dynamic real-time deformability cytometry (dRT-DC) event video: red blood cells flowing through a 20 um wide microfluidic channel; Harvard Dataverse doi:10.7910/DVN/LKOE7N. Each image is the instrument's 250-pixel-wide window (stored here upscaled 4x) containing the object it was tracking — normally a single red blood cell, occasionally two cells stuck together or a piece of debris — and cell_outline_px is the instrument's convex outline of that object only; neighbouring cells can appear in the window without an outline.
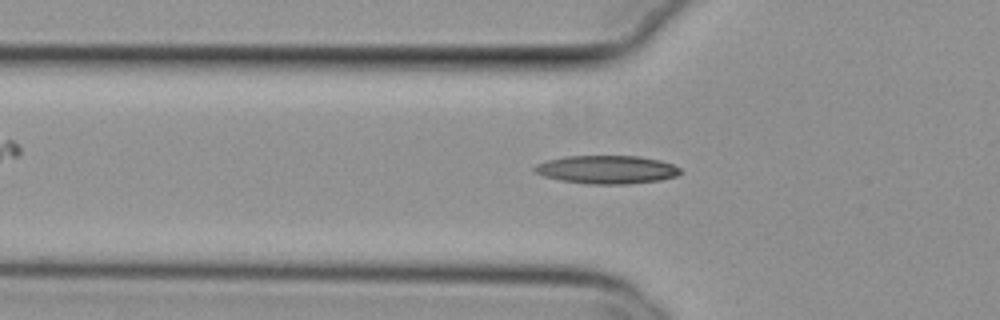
{"species": "common noctule bat (a hibernating species)", "species_latin": "Nyctalus noctula", "temperature_condition": "cold", "stored_images_in_passage": 46, "camera_frame_rate_fps": 3000, "um_per_image_px": 0.085, "animal": {"sex": "female", "body_mass_g": 29.2, "forearm_length_mm": 56.3}, "frame": {"image": 1, "passage_image": 15, "time_ms": 4.667, "image_size_px": [1000, 320], "cell_outline_px": [[680, 172], [676, 176], [660, 180], [628, 184], [588, 184], [560, 180], [544, 176], [536, 172], [532, 168], [536, 164], [548, 160], [568, 156], [636, 156], [660, 160], [672, 164], [680, 168]], "centroid_in_image_um": [51.57, 14.42], "position_along_channel_um": 74.2, "area_um2": 23.87}}
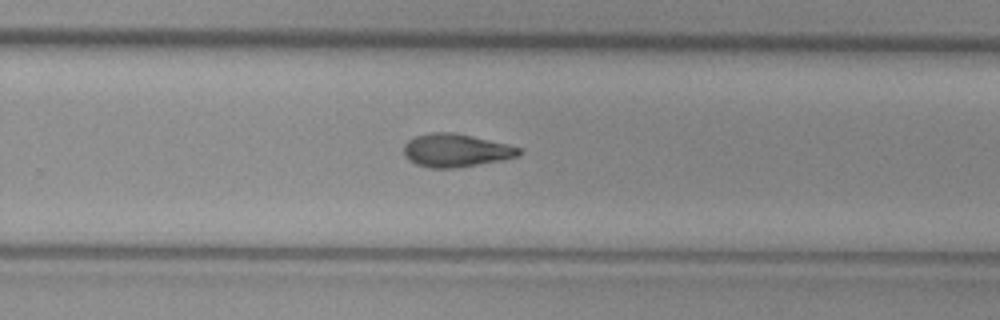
{"frame": {"image": 2, "passage_image": 32, "time_ms": 10.333, "image_size_px": [1000, 320], "cell_outline_px": [[520, 152], [516, 156], [504, 160], [456, 168], [428, 168], [416, 164], [408, 160], [404, 156], [404, 144], [408, 140], [416, 136], [432, 132], [452, 132], [472, 136], [520, 148]], "centroid_in_image_um": [38.68, 12.8], "position_along_channel_um": 291.1, "area_um2": 22.08}}
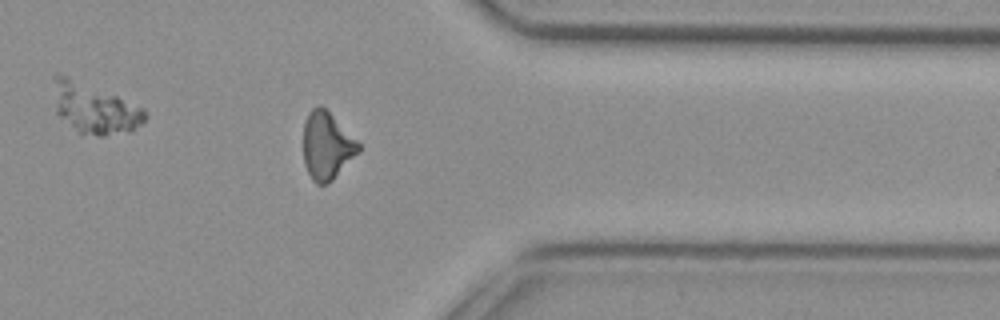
{"frame": {"image": 3, "passage_image": 40, "time_ms": 13.0, "image_size_px": [1000, 320], "cell_outline_px": [[360, 152], [332, 180], [324, 184], [316, 184], [312, 180], [304, 164], [304, 124], [308, 112], [312, 108], [320, 104], [360, 144]], "centroid_in_image_um": [27.77, 12.41], "position_along_channel_um": 383.6, "area_um2": 21.39}}